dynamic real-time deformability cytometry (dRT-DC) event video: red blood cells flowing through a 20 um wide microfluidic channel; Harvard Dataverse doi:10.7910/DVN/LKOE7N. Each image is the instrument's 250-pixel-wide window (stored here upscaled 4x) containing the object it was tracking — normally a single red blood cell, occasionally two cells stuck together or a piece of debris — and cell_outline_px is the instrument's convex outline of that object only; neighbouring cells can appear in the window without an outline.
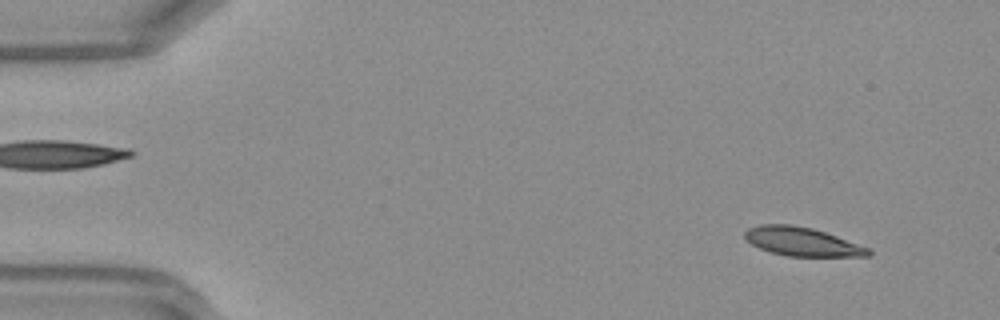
{"species": "Egyptian fruit bat (a non-hibernating species)", "species_latin": "Rousettus aegyptiacus", "temperature_condition": "warm", "stored_images_in_passage": 48, "camera_frame_rate_fps": 3000, "um_per_image_px": 0.085, "frame": {"image": 1, "passage_image": 4, "time_ms": 1.0, "image_size_px": [1000, 320], "cell_outline_px": [[872, 256], [788, 256], [772, 252], [760, 248], [752, 244], [744, 236], [744, 232], [748, 228], [760, 224], [792, 224], [812, 228], [836, 236], [868, 248], [872, 252]], "centroid_in_image_um": [68.16, 20.53], "position_along_channel_um": 16.8, "area_um2": 20.4}}
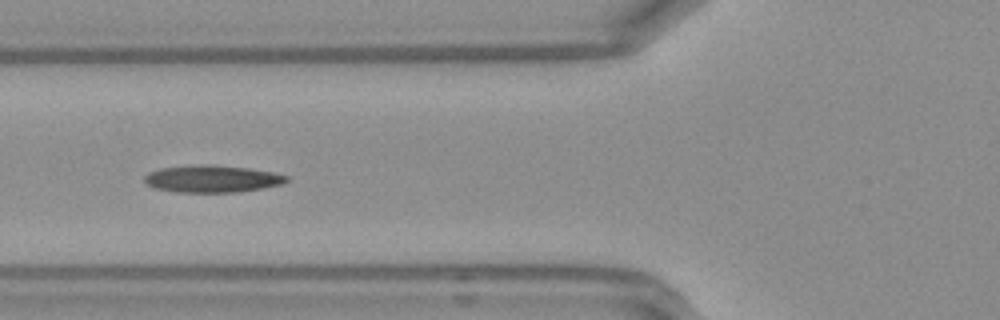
{"frame": {"image": 2, "passage_image": 18, "time_ms": 5.667, "image_size_px": [1000, 320], "cell_outline_px": [[288, 180], [280, 184], [260, 188], [236, 192], [176, 192], [152, 188], [144, 180], [144, 176], [148, 172], [160, 168], [208, 164], [212, 164], [248, 168], [272, 172], [288, 176]], "centroid_in_image_um": [17.98, 15.2], "position_along_channel_um": 107.8, "area_um2": 22.31}}
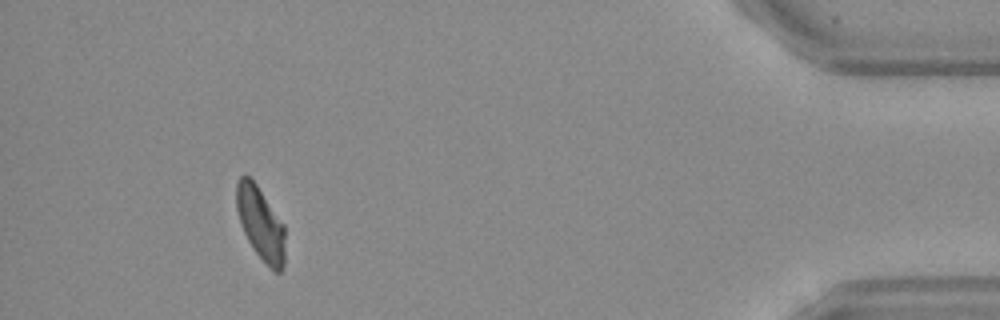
{"frame": {"image": 3, "passage_image": 44, "time_ms": 14.333, "image_size_px": [1000, 320], "cell_outline_px": [[284, 264], [280, 272], [276, 272], [252, 248], [244, 232], [236, 208], [236, 184], [240, 176], [244, 172], [256, 184], [284, 224]], "centroid_in_image_um": [22.13, 18.95], "position_along_channel_um": 413.1, "area_um2": 20.35}, "authors_computed_cell_mechanics": {"area_um2": 21.5594, "velocity_mm_per_s": 4.2261, "shape_relaxation_time_tau1_ms": null, "shape_relaxation_time_tau2_ms": 1.7564, "deformation_change_tau1": null, "deformation_change_tau2": 0.0881}}